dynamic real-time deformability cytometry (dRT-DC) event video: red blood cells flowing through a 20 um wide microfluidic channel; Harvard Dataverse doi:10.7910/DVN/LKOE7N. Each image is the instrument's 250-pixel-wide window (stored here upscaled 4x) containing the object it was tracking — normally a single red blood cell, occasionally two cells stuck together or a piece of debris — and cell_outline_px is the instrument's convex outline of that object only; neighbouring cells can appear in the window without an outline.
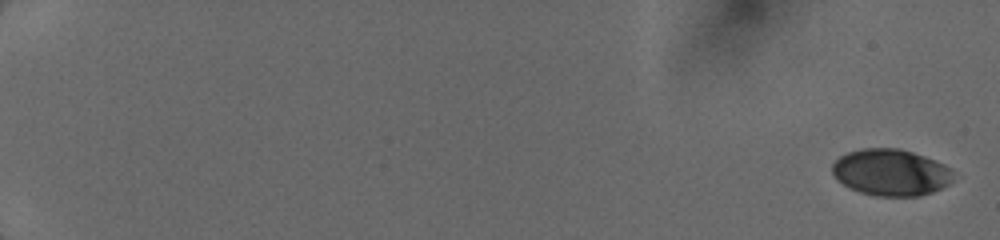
{"species": "human", "species_latin": "Homo sapiens", "temperature_condition": "cold", "stored_images_in_passage": 9, "camera_frame_rate_fps": 3000, "um_per_image_px": 0.085, "donor": {"sex": "female"}, "frame": {"image": 1, "passage_image": 1, "time_ms": 0.0, "image_size_px": [1000, 240], "cell_outline_px": [[952, 180], [948, 184], [932, 192], [920, 196], [872, 196], [860, 192], [836, 180], [832, 172], [832, 164], [840, 156], [848, 152], [864, 148], [900, 148], [924, 156], [944, 164], [952, 172]], "centroid_in_image_um": [75.7, 14.66], "position_along_channel_um": 9.3, "area_um2": 32.77}}